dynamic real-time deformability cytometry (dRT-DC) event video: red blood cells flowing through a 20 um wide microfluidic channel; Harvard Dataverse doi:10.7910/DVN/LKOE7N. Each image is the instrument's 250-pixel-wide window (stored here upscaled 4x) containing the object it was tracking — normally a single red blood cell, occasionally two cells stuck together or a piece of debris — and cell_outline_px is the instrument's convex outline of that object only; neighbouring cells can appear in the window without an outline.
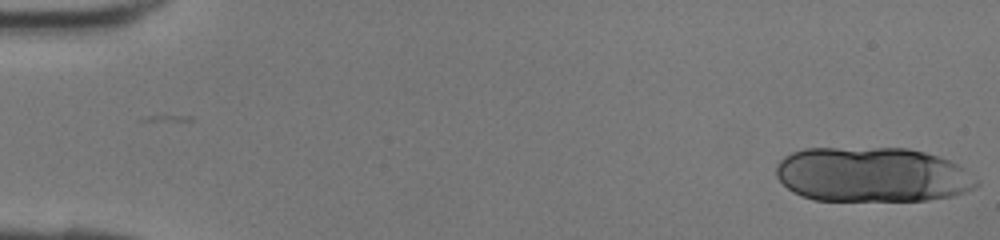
{"species": "human", "species_latin": "Homo sapiens", "temperature_condition": "room temperature", "stored_images_in_passage": 42, "camera_frame_rate_fps": 3000, "um_per_image_px": 0.085, "donor": {"sex": "female"}, "frame": {"image": 1, "passage_image": 1, "time_ms": 0.0, "image_size_px": [1000, 240], "cell_outline_px": [[980, 184], [976, 188], [952, 196], [928, 200], [812, 200], [800, 196], [792, 192], [776, 176], [776, 164], [784, 156], [792, 152], [804, 148], [908, 148], [924, 152], [948, 160], [964, 168], [980, 180]], "centroid_in_image_um": [74.13, 14.85], "position_along_channel_um": 10.9, "area_um2": 64.45}}
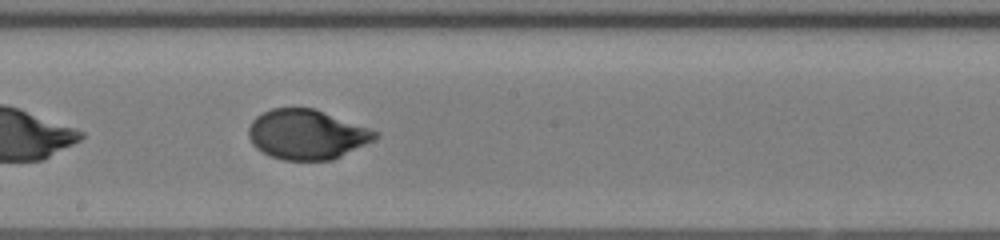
{"frame": {"image": 2, "passage_image": 24, "time_ms": 7.667, "image_size_px": [1000, 240], "cell_outline_px": [[380, 136], [332, 160], [284, 160], [272, 156], [256, 148], [252, 144], [248, 136], [248, 128], [252, 120], [256, 116], [272, 108], [312, 108], [380, 132]], "centroid_in_image_um": [26.04, 11.43], "position_along_channel_um": 222.2, "area_um2": 36.24}}
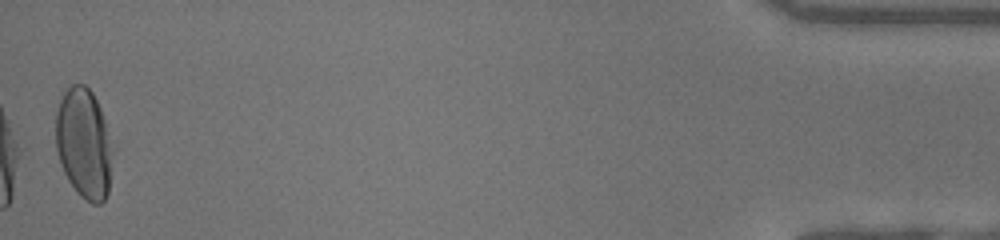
{"frame": {"image": 3, "passage_image": 42, "time_ms": 13.667, "image_size_px": [1000, 240], "cell_outline_px": [[116, 144], [108, 192], [104, 200], [100, 204], [92, 204], [80, 196], [76, 192], [68, 180], [64, 172], [56, 148], [56, 112], [60, 100], [64, 92], [72, 84], [84, 84], [92, 92], [100, 108]], "centroid_in_image_um": [7.19, 12.21], "position_along_channel_um": 428.0, "area_um2": 37.4}}